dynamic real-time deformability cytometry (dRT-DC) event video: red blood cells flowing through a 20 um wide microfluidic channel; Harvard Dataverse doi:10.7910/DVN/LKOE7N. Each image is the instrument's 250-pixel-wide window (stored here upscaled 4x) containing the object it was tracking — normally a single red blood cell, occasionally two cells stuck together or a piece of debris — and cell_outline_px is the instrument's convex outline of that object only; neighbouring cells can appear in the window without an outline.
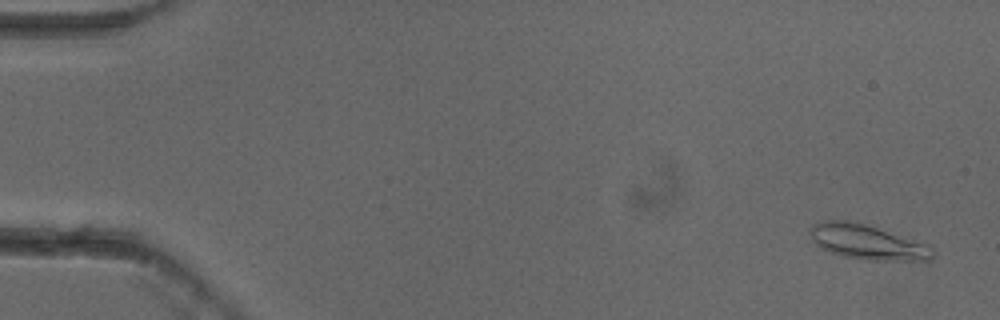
{"species": "common noctule bat (a hibernating species)", "species_latin": "Nyctalus noctula", "temperature_condition": "cold", "stored_images_in_passage": 54, "camera_frame_rate_fps": 3000, "um_per_image_px": 0.085, "animal": {"sex": "female"}, "frame": {"image": 1, "passage_image": 2, "time_ms": 0.333, "image_size_px": [1000, 320], "cell_outline_px": [[936, 256], [932, 260], [864, 260], [844, 256], [820, 248], [812, 240], [812, 224], [828, 220], [856, 220], [932, 244], [936, 252]], "centroid_in_image_um": [73.85, 20.56], "position_along_channel_um": 11.2, "area_um2": 25.55}}
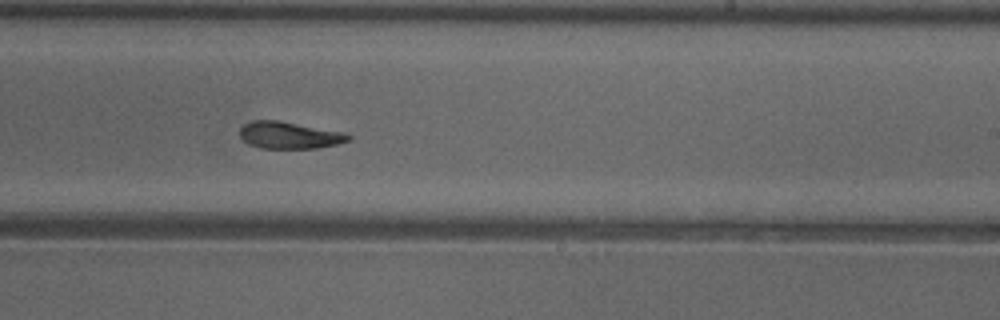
{"frame": {"image": 2, "passage_image": 33, "time_ms": 10.667, "image_size_px": [1000, 320], "cell_outline_px": [[352, 140], [336, 144], [316, 148], [260, 148], [248, 144], [240, 136], [240, 128], [244, 124], [252, 120], [280, 120], [344, 132], [352, 136]], "centroid_in_image_um": [24.6, 11.48], "position_along_channel_um": 264.4, "area_um2": 17.17}}
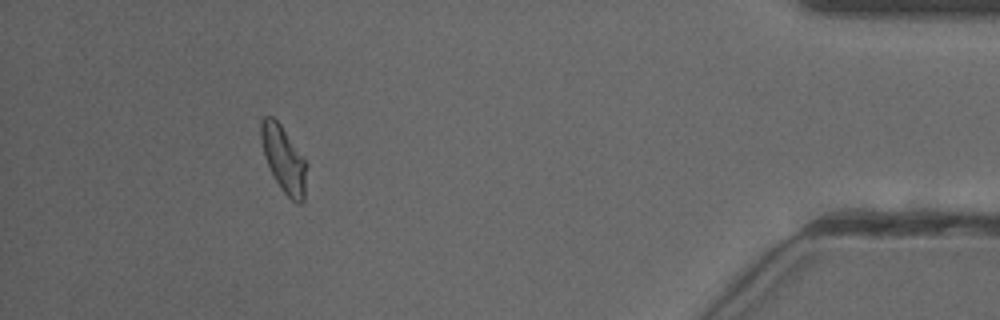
{"frame": {"image": 3, "passage_image": 49, "time_ms": 16.0, "image_size_px": [1000, 320], "cell_outline_px": [[308, 164], [304, 200], [300, 204], [296, 204], [280, 188], [264, 156], [260, 140], [260, 120], [264, 116], [272, 116], [280, 124], [304, 156]], "centroid_in_image_um": [24.13, 13.52], "position_along_channel_um": 411.1, "area_um2": 17.86}, "authors_computed_cell_mechanics": {"area_um2": 17.9469, "velocity_mm_per_s": 3.8256, "shape_relaxation_time_tau1_ms": 9.0453, "shape_relaxation_time_tau2_ms": 3.7664, "deformation_change_tau1": 0.2132, "deformation_change_tau2": 0.0915}}